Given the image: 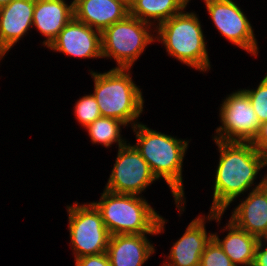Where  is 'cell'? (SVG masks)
Returning <instances> with one entry per match:
<instances>
[{
	"label": "cell",
	"mask_w": 267,
	"mask_h": 266,
	"mask_svg": "<svg viewBox=\"0 0 267 266\" xmlns=\"http://www.w3.org/2000/svg\"><path fill=\"white\" fill-rule=\"evenodd\" d=\"M220 151L213 202L207 220L220 222L227 207L252 187L263 168L264 155L251 142H225L214 139Z\"/></svg>",
	"instance_id": "1"
},
{
	"label": "cell",
	"mask_w": 267,
	"mask_h": 266,
	"mask_svg": "<svg viewBox=\"0 0 267 266\" xmlns=\"http://www.w3.org/2000/svg\"><path fill=\"white\" fill-rule=\"evenodd\" d=\"M132 128L137 139L135 148L148 163L156 178L165 179L172 190L176 206L181 212L184 209L182 205L185 203L183 201L182 163L188 141L162 134L139 123Z\"/></svg>",
	"instance_id": "2"
},
{
	"label": "cell",
	"mask_w": 267,
	"mask_h": 266,
	"mask_svg": "<svg viewBox=\"0 0 267 266\" xmlns=\"http://www.w3.org/2000/svg\"><path fill=\"white\" fill-rule=\"evenodd\" d=\"M100 212L104 225L112 235L159 234L164 232L165 219L134 194H116L104 190L99 202H92Z\"/></svg>",
	"instance_id": "3"
},
{
	"label": "cell",
	"mask_w": 267,
	"mask_h": 266,
	"mask_svg": "<svg viewBox=\"0 0 267 266\" xmlns=\"http://www.w3.org/2000/svg\"><path fill=\"white\" fill-rule=\"evenodd\" d=\"M130 68H112L105 73L91 71L94 93L102 117L114 118L134 127L143 111V96L130 75Z\"/></svg>",
	"instance_id": "4"
},
{
	"label": "cell",
	"mask_w": 267,
	"mask_h": 266,
	"mask_svg": "<svg viewBox=\"0 0 267 266\" xmlns=\"http://www.w3.org/2000/svg\"><path fill=\"white\" fill-rule=\"evenodd\" d=\"M197 14L183 11L156 27L158 41L168 54L188 66L200 71L210 70L205 37ZM161 39V40H160Z\"/></svg>",
	"instance_id": "5"
},
{
	"label": "cell",
	"mask_w": 267,
	"mask_h": 266,
	"mask_svg": "<svg viewBox=\"0 0 267 266\" xmlns=\"http://www.w3.org/2000/svg\"><path fill=\"white\" fill-rule=\"evenodd\" d=\"M151 25L128 15L101 32L102 58L113 57L117 68H131L148 44L154 42Z\"/></svg>",
	"instance_id": "6"
},
{
	"label": "cell",
	"mask_w": 267,
	"mask_h": 266,
	"mask_svg": "<svg viewBox=\"0 0 267 266\" xmlns=\"http://www.w3.org/2000/svg\"><path fill=\"white\" fill-rule=\"evenodd\" d=\"M70 239L77 258L107 252L111 234L104 225L100 212L89 203L67 206Z\"/></svg>",
	"instance_id": "7"
},
{
	"label": "cell",
	"mask_w": 267,
	"mask_h": 266,
	"mask_svg": "<svg viewBox=\"0 0 267 266\" xmlns=\"http://www.w3.org/2000/svg\"><path fill=\"white\" fill-rule=\"evenodd\" d=\"M224 100L219 114L222 126L216 129L217 136L213 138L225 142H252L261 123L247 94L241 89Z\"/></svg>",
	"instance_id": "8"
},
{
	"label": "cell",
	"mask_w": 267,
	"mask_h": 266,
	"mask_svg": "<svg viewBox=\"0 0 267 266\" xmlns=\"http://www.w3.org/2000/svg\"><path fill=\"white\" fill-rule=\"evenodd\" d=\"M157 180L135 146L127 143L118 149L115 165L105 190L116 194L140 195Z\"/></svg>",
	"instance_id": "9"
},
{
	"label": "cell",
	"mask_w": 267,
	"mask_h": 266,
	"mask_svg": "<svg viewBox=\"0 0 267 266\" xmlns=\"http://www.w3.org/2000/svg\"><path fill=\"white\" fill-rule=\"evenodd\" d=\"M206 8L215 27L227 40L252 55L258 54L251 23L236 3L232 0H219L207 3Z\"/></svg>",
	"instance_id": "10"
},
{
	"label": "cell",
	"mask_w": 267,
	"mask_h": 266,
	"mask_svg": "<svg viewBox=\"0 0 267 266\" xmlns=\"http://www.w3.org/2000/svg\"><path fill=\"white\" fill-rule=\"evenodd\" d=\"M49 48L73 57L102 58L101 32L73 17Z\"/></svg>",
	"instance_id": "11"
},
{
	"label": "cell",
	"mask_w": 267,
	"mask_h": 266,
	"mask_svg": "<svg viewBox=\"0 0 267 266\" xmlns=\"http://www.w3.org/2000/svg\"><path fill=\"white\" fill-rule=\"evenodd\" d=\"M204 224L205 216L192 220L182 237L173 244L168 262L162 266H200L201 255L213 238L212 234L207 235Z\"/></svg>",
	"instance_id": "12"
},
{
	"label": "cell",
	"mask_w": 267,
	"mask_h": 266,
	"mask_svg": "<svg viewBox=\"0 0 267 266\" xmlns=\"http://www.w3.org/2000/svg\"><path fill=\"white\" fill-rule=\"evenodd\" d=\"M234 209L230 221L259 240L267 233V188L263 179Z\"/></svg>",
	"instance_id": "13"
},
{
	"label": "cell",
	"mask_w": 267,
	"mask_h": 266,
	"mask_svg": "<svg viewBox=\"0 0 267 266\" xmlns=\"http://www.w3.org/2000/svg\"><path fill=\"white\" fill-rule=\"evenodd\" d=\"M73 10L76 20L100 32L129 15V6L120 0H79Z\"/></svg>",
	"instance_id": "14"
},
{
	"label": "cell",
	"mask_w": 267,
	"mask_h": 266,
	"mask_svg": "<svg viewBox=\"0 0 267 266\" xmlns=\"http://www.w3.org/2000/svg\"><path fill=\"white\" fill-rule=\"evenodd\" d=\"M35 0H12L0 8V44L7 50L33 26Z\"/></svg>",
	"instance_id": "15"
},
{
	"label": "cell",
	"mask_w": 267,
	"mask_h": 266,
	"mask_svg": "<svg viewBox=\"0 0 267 266\" xmlns=\"http://www.w3.org/2000/svg\"><path fill=\"white\" fill-rule=\"evenodd\" d=\"M145 235H112L107 247L111 266H142L155 250Z\"/></svg>",
	"instance_id": "16"
},
{
	"label": "cell",
	"mask_w": 267,
	"mask_h": 266,
	"mask_svg": "<svg viewBox=\"0 0 267 266\" xmlns=\"http://www.w3.org/2000/svg\"><path fill=\"white\" fill-rule=\"evenodd\" d=\"M73 17V5L65 0H35L33 25L45 35L43 45L47 47Z\"/></svg>",
	"instance_id": "17"
},
{
	"label": "cell",
	"mask_w": 267,
	"mask_h": 266,
	"mask_svg": "<svg viewBox=\"0 0 267 266\" xmlns=\"http://www.w3.org/2000/svg\"><path fill=\"white\" fill-rule=\"evenodd\" d=\"M226 229L229 232L223 240H220L217 234H212L213 239L219 244L234 265L253 266L255 248L260 240L256 236L237 227L230 220L225 227Z\"/></svg>",
	"instance_id": "18"
},
{
	"label": "cell",
	"mask_w": 267,
	"mask_h": 266,
	"mask_svg": "<svg viewBox=\"0 0 267 266\" xmlns=\"http://www.w3.org/2000/svg\"><path fill=\"white\" fill-rule=\"evenodd\" d=\"M183 9H185L184 0H132L129 15L150 25H153L150 21L153 19V21H158L159 26L174 15L181 13Z\"/></svg>",
	"instance_id": "19"
},
{
	"label": "cell",
	"mask_w": 267,
	"mask_h": 266,
	"mask_svg": "<svg viewBox=\"0 0 267 266\" xmlns=\"http://www.w3.org/2000/svg\"><path fill=\"white\" fill-rule=\"evenodd\" d=\"M126 126L125 123L114 118L100 117L89 124L86 129L91 137L92 143H100L109 147L112 143H118V148L126 144L121 138L120 126Z\"/></svg>",
	"instance_id": "20"
},
{
	"label": "cell",
	"mask_w": 267,
	"mask_h": 266,
	"mask_svg": "<svg viewBox=\"0 0 267 266\" xmlns=\"http://www.w3.org/2000/svg\"><path fill=\"white\" fill-rule=\"evenodd\" d=\"M75 116L85 128L96 119L102 117L98 103L93 94L83 96L75 105Z\"/></svg>",
	"instance_id": "21"
},
{
	"label": "cell",
	"mask_w": 267,
	"mask_h": 266,
	"mask_svg": "<svg viewBox=\"0 0 267 266\" xmlns=\"http://www.w3.org/2000/svg\"><path fill=\"white\" fill-rule=\"evenodd\" d=\"M253 106L260 123L267 122V74L259 83L257 89H243Z\"/></svg>",
	"instance_id": "22"
},
{
	"label": "cell",
	"mask_w": 267,
	"mask_h": 266,
	"mask_svg": "<svg viewBox=\"0 0 267 266\" xmlns=\"http://www.w3.org/2000/svg\"><path fill=\"white\" fill-rule=\"evenodd\" d=\"M200 266H236L212 238L200 258Z\"/></svg>",
	"instance_id": "23"
},
{
	"label": "cell",
	"mask_w": 267,
	"mask_h": 266,
	"mask_svg": "<svg viewBox=\"0 0 267 266\" xmlns=\"http://www.w3.org/2000/svg\"><path fill=\"white\" fill-rule=\"evenodd\" d=\"M75 266H111L107 252L87 255L75 260Z\"/></svg>",
	"instance_id": "24"
},
{
	"label": "cell",
	"mask_w": 267,
	"mask_h": 266,
	"mask_svg": "<svg viewBox=\"0 0 267 266\" xmlns=\"http://www.w3.org/2000/svg\"><path fill=\"white\" fill-rule=\"evenodd\" d=\"M251 143L259 153L267 155V122L260 125L259 131Z\"/></svg>",
	"instance_id": "25"
},
{
	"label": "cell",
	"mask_w": 267,
	"mask_h": 266,
	"mask_svg": "<svg viewBox=\"0 0 267 266\" xmlns=\"http://www.w3.org/2000/svg\"><path fill=\"white\" fill-rule=\"evenodd\" d=\"M263 246L264 245L260 240L255 248L253 266H267V247L264 249Z\"/></svg>",
	"instance_id": "26"
},
{
	"label": "cell",
	"mask_w": 267,
	"mask_h": 266,
	"mask_svg": "<svg viewBox=\"0 0 267 266\" xmlns=\"http://www.w3.org/2000/svg\"><path fill=\"white\" fill-rule=\"evenodd\" d=\"M267 166V155L264 156L263 167ZM263 186L267 188V174L263 178Z\"/></svg>",
	"instance_id": "27"
},
{
	"label": "cell",
	"mask_w": 267,
	"mask_h": 266,
	"mask_svg": "<svg viewBox=\"0 0 267 266\" xmlns=\"http://www.w3.org/2000/svg\"><path fill=\"white\" fill-rule=\"evenodd\" d=\"M7 50L0 44V60L3 58Z\"/></svg>",
	"instance_id": "28"
},
{
	"label": "cell",
	"mask_w": 267,
	"mask_h": 266,
	"mask_svg": "<svg viewBox=\"0 0 267 266\" xmlns=\"http://www.w3.org/2000/svg\"><path fill=\"white\" fill-rule=\"evenodd\" d=\"M12 0H0V8L9 4Z\"/></svg>",
	"instance_id": "29"
},
{
	"label": "cell",
	"mask_w": 267,
	"mask_h": 266,
	"mask_svg": "<svg viewBox=\"0 0 267 266\" xmlns=\"http://www.w3.org/2000/svg\"><path fill=\"white\" fill-rule=\"evenodd\" d=\"M190 0H184V6L186 7L187 6V3L189 2ZM205 1V4L207 3H210V2H214V1H219V0H204Z\"/></svg>",
	"instance_id": "30"
},
{
	"label": "cell",
	"mask_w": 267,
	"mask_h": 266,
	"mask_svg": "<svg viewBox=\"0 0 267 266\" xmlns=\"http://www.w3.org/2000/svg\"><path fill=\"white\" fill-rule=\"evenodd\" d=\"M120 1L126 3L128 6H130V4L132 2V0H120Z\"/></svg>",
	"instance_id": "31"
},
{
	"label": "cell",
	"mask_w": 267,
	"mask_h": 266,
	"mask_svg": "<svg viewBox=\"0 0 267 266\" xmlns=\"http://www.w3.org/2000/svg\"><path fill=\"white\" fill-rule=\"evenodd\" d=\"M260 240L261 241L263 240V242L266 240V243H267V233Z\"/></svg>",
	"instance_id": "32"
},
{
	"label": "cell",
	"mask_w": 267,
	"mask_h": 266,
	"mask_svg": "<svg viewBox=\"0 0 267 266\" xmlns=\"http://www.w3.org/2000/svg\"><path fill=\"white\" fill-rule=\"evenodd\" d=\"M78 1H79V0H73V1L71 2V4L74 5V4H76Z\"/></svg>",
	"instance_id": "33"
}]
</instances>
